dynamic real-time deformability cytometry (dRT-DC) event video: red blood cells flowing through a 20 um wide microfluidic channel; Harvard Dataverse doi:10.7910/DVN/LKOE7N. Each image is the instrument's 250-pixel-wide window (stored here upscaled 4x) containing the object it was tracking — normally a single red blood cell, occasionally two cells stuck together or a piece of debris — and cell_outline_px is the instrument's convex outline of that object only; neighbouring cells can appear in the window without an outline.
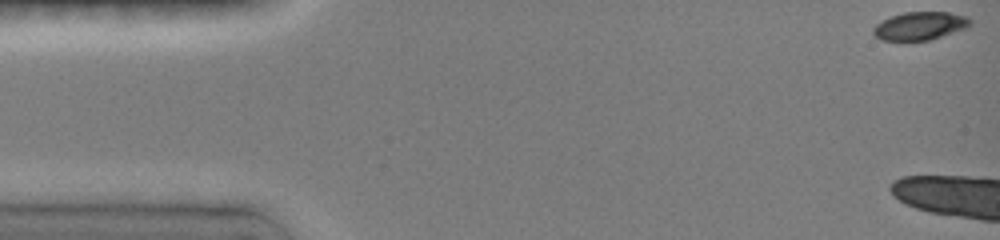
{"species": "common noctule bat (a hibernating species)", "species_latin": "Nyctalus noctula", "temperature_condition": "room temperature", "stored_images_in_passage": 3, "camera_frame_rate_fps": 3000, "um_per_image_px": 0.085, "animal": {"sex": "female", "body_mass_g": 19.0, "forearm_length_mm": 51.5}, "frame": {"image": 1, "passage_image": 1, "time_ms": 0.0, "image_size_px": [1000, 240], "cell_outline_px": [[972, 24], [968, 28], [928, 40], [880, 40], [872, 32], [872, 28], [876, 24], [892, 16], [904, 12], [948, 12], [968, 16], [972, 20]], "centroid_in_image_um": [78.24, 2.19], "position_along_channel_um": 6.8, "area_um2": 15.9}}